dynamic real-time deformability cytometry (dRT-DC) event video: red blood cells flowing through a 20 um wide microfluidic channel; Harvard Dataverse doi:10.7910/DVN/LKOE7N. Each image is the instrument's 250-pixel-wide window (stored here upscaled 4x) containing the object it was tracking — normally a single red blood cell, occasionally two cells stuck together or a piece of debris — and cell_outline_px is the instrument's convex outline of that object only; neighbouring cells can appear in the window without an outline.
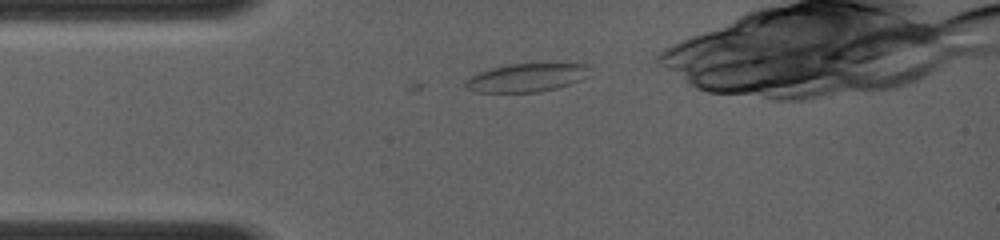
{"species": "common noctule bat (a hibernating species)", "species_latin": "Nyctalus noctula", "temperature_condition": "room temperature", "stored_images_in_passage": 5, "camera_frame_rate_fps": 4000, "um_per_image_px": 0.085, "animal": {"sex": "female", "body_mass_g": 19.0, "forearm_length_mm": 56.7}, "frame": {"image": 1, "passage_image": 2, "time_ms": 0.75, "image_size_px": [1000, 240], "cell_outline_px": [[588, 68], [584, 76], [580, 80], [556, 88], [536, 92], [476, 92], [464, 88], [464, 80], [476, 72], [508, 64], [548, 60], [588, 64]], "centroid_in_image_um": [44.73, 6.54], "position_along_channel_um": 40.3, "area_um2": 21.44}}
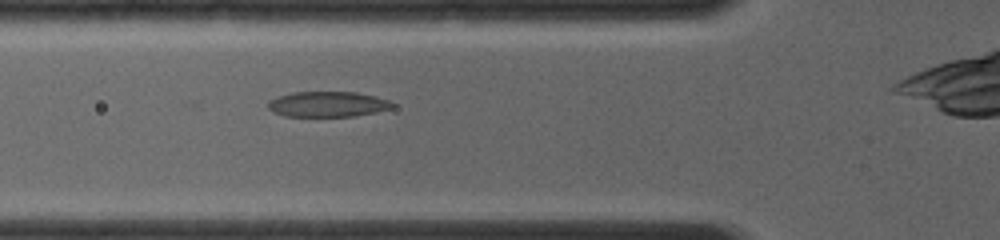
{"frame": {"image": 2, "passage_image": 5, "time_ms": 2.5, "image_size_px": [1000, 240], "cell_outline_px": [[396, 108], [376, 112], [352, 116], [284, 116], [272, 112], [268, 108], [268, 100], [292, 92], [356, 92], [376, 96], [388, 100], [396, 104]], "centroid_in_image_um": [27.89, 8.86], "position_along_channel_um": 97.9, "area_um2": 18.55}}